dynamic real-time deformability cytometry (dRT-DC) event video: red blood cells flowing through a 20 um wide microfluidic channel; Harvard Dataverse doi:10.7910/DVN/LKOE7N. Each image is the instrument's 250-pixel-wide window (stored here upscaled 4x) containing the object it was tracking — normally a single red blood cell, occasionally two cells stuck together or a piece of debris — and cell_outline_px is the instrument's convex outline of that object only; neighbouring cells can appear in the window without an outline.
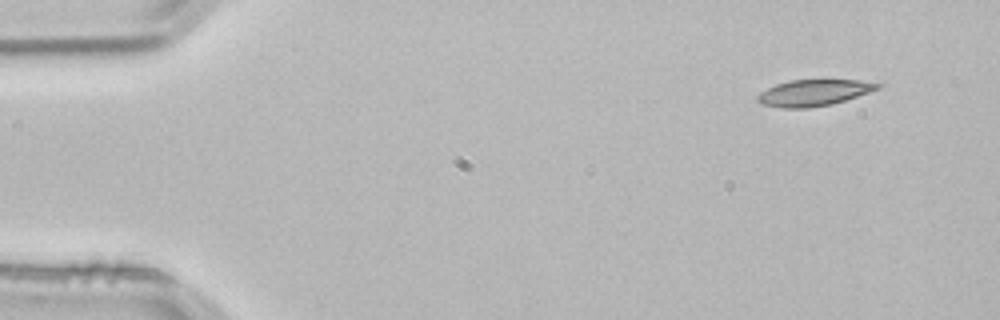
{"species": "common noctule bat (a hibernating species)", "species_latin": "Nyctalus noctula", "temperature_condition": "room temperature", "stored_images_in_passage": 3, "camera_frame_rate_fps": 3000, "um_per_image_px": 0.085, "animal": {"sex": "male", "body_mass_g": 21.5, "forearm_length_mm": 52.0}, "frame": {"image": 1, "passage_image": 3, "time_ms": 0.667, "image_size_px": [1000, 320], "cell_outline_px": [[884, 84], [880, 88], [832, 104], [808, 108], [780, 108], [760, 104], [756, 100], [756, 96], [760, 92], [776, 84], [792, 80], [860, 80]], "centroid_in_image_um": [69.13, 7.89], "position_along_channel_um": 15.9, "area_um2": 18.38}}